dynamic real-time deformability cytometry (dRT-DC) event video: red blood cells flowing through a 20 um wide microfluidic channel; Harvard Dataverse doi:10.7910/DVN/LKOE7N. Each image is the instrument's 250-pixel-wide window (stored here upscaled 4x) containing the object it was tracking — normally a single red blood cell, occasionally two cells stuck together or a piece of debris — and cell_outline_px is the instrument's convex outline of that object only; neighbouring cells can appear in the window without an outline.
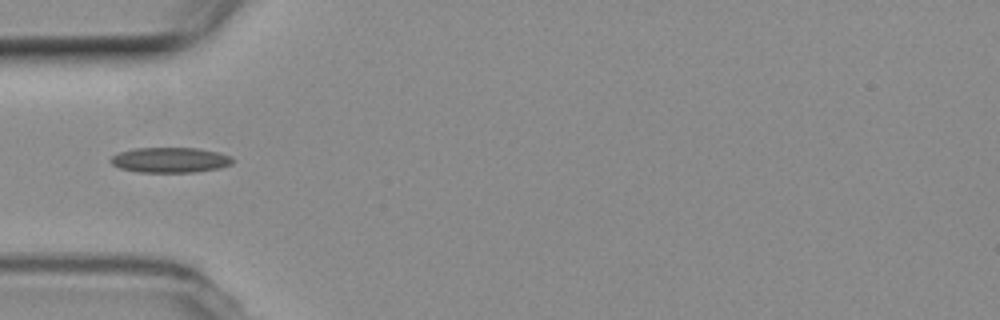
{"species": "common noctule bat (a hibernating species)", "species_latin": "Nyctalus noctula", "temperature_condition": "room temperature", "stored_images_in_passage": 23, "camera_frame_rate_fps": 3000, "um_per_image_px": 0.085, "animal": {"sex": "female", "body_mass_g": 19.3, "forearm_length_mm": 54.1}, "frame": {"image": 1, "passage_image": 1, "time_ms": 0.0, "image_size_px": [1000, 320], "cell_outline_px": [[232, 164], [220, 168], [196, 172], [136, 172], [120, 168], [112, 164], [108, 160], [112, 156], [120, 152], [136, 148], [200, 148], [232, 156]], "centroid_in_image_um": [14.46, 13.6], "position_along_channel_um": 70.5, "area_um2": 17.98}}